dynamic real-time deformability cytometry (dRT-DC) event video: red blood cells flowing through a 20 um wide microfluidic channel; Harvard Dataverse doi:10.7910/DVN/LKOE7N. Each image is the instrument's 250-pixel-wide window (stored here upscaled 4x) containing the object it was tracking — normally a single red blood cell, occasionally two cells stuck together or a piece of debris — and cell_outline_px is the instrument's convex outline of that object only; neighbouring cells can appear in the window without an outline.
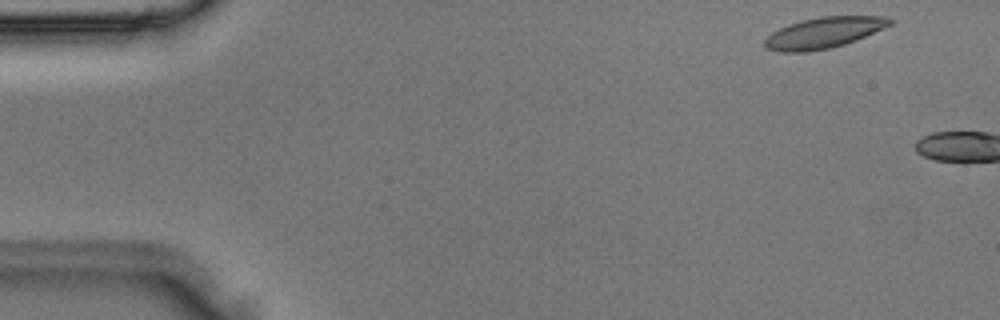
{"species": "Egyptian fruit bat (a non-hibernating species)", "species_latin": "Rousettus aegyptiacus", "temperature_condition": "room temperature", "stored_images_in_passage": 4, "camera_frame_rate_fps": 3000, "um_per_image_px": 0.085, "animal": {"sex": "male"}, "frame": {"image": 1, "passage_image": 1, "time_ms": 0.0, "image_size_px": [1000, 320], "cell_outline_px": [[892, 24], [856, 40], [844, 44], [828, 48], [808, 52], [780, 52], [764, 48], [764, 40], [772, 32], [788, 24], [800, 20], [820, 16], [880, 16], [892, 20]], "centroid_in_image_um": [69.96, 2.78], "position_along_channel_um": 15.0, "area_um2": 22.48}}